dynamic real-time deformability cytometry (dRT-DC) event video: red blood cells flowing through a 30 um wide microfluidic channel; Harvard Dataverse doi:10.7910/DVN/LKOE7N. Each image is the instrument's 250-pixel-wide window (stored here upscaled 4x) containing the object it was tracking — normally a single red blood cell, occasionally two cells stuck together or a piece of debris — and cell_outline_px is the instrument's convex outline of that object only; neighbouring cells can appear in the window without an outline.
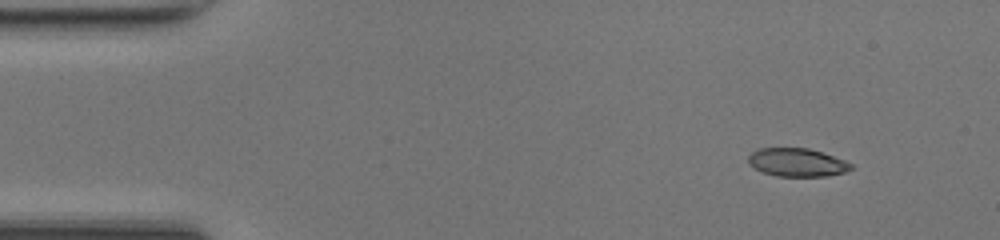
{"species": "common noctule bat (a hibernating species)", "species_latin": "Nyctalus noctula", "temperature_condition": "room temperature", "stored_images_in_passage": 45, "camera_frame_rate_fps": 3000, "um_per_image_px": 0.085, "animal": {"sex": "female", "body_mass_g": 17.0, "forearm_length_mm": 48.0}, "frame": {"image": 1, "passage_image": 1, "time_ms": 0.0, "image_size_px": [1000, 240], "cell_outline_px": [[852, 168], [844, 172], [828, 176], [776, 176], [764, 172], [748, 164], [748, 156], [752, 152], [760, 148], [808, 148], [844, 160], [852, 164]], "centroid_in_image_um": [67.73, 13.8], "position_along_channel_um": 17.3, "area_um2": 16.7}}
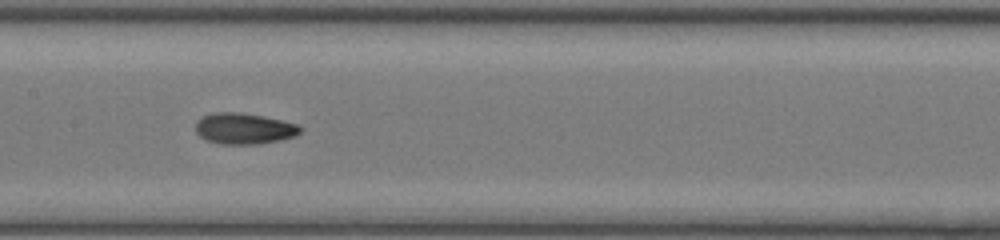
{"frame": {"image": 2, "passage_image": 20, "time_ms": 6.333, "image_size_px": [1000, 240], "cell_outline_px": [[304, 128], [296, 136], [280, 140], [260, 144], [220, 144], [204, 140], [196, 132], [196, 120], [200, 116], [212, 112], [240, 112], [264, 116], [300, 124]], "centroid_in_image_um": [20.75, 10.92], "position_along_channel_um": 186.7, "area_um2": 19.42}}
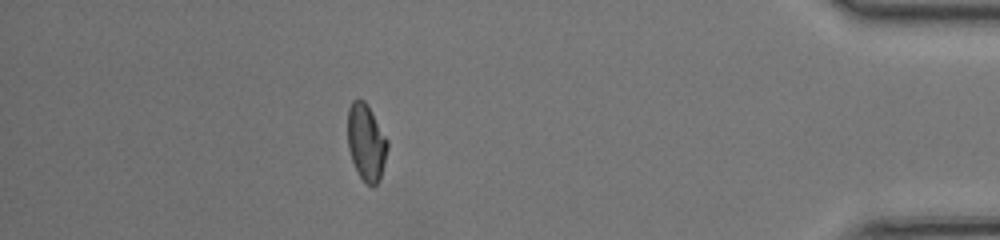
{"frame": {"image": 3, "passage_image": 39, "time_ms": 12.667, "image_size_px": [1000, 240], "cell_outline_px": [[388, 148], [380, 180], [372, 188], [360, 176], [352, 160], [348, 148], [348, 108], [352, 100], [364, 100], [368, 104], [388, 140]], "centroid_in_image_um": [31.14, 12.08], "position_along_channel_um": 404.1, "area_um2": 17.8}, "authors_computed_cell_mechanics": {"area_um2": 18.207, "velocity_mm_per_s": 4.2575, "shape_relaxation_time_tau1_ms": null, "shape_relaxation_time_tau2_ms": 2.454, "deformation_change_tau1": null, "deformation_change_tau2": 0.0792}}